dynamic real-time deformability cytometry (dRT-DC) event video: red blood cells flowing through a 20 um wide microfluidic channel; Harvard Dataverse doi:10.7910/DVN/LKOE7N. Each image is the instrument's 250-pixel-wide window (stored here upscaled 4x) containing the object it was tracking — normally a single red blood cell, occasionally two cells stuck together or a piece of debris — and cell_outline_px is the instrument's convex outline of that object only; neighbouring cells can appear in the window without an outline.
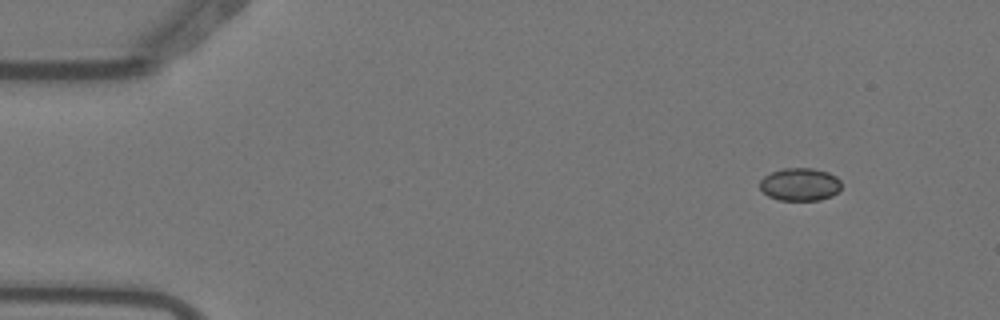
{"species": "Egyptian fruit bat (a non-hibernating species)", "species_latin": "Rousettus aegyptiacus", "temperature_condition": "warm", "stored_images_in_passage": 5, "camera_frame_rate_fps": 3000, "um_per_image_px": 0.085, "animal": {"sex": "female"}, "frame": {"image": 1, "passage_image": 2, "time_ms": 0.333, "image_size_px": [1000, 320], "cell_outline_px": [[840, 188], [832, 196], [820, 200], [780, 200], [768, 196], [760, 188], [760, 180], [764, 176], [772, 172], [784, 168], [812, 168], [828, 172], [836, 176], [840, 180]], "centroid_in_image_um": [67.99, 15.67], "position_along_channel_um": 17.0, "area_um2": 15.55}}
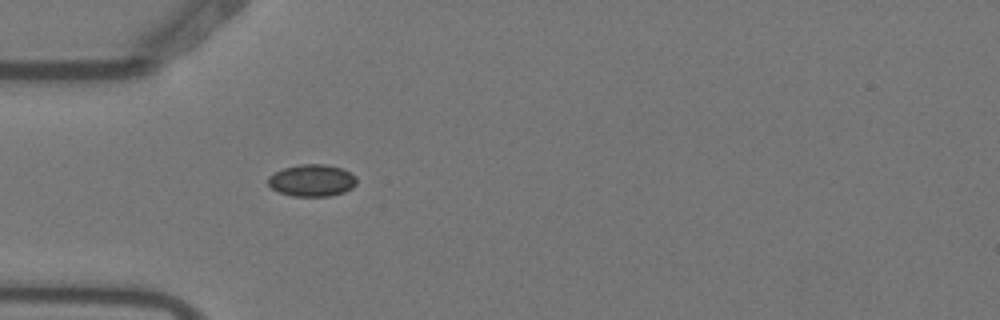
{"frame": {"image": 2, "passage_image": 5, "time_ms": 1.333, "image_size_px": [1000, 320], "cell_outline_px": [[356, 184], [352, 188], [344, 192], [328, 196], [292, 196], [280, 192], [272, 188], [268, 184], [268, 176], [284, 168], [300, 164], [324, 164], [340, 168], [356, 176]], "centroid_in_image_um": [26.51, 15.34], "position_along_channel_um": 58.5, "area_um2": 16.36}}